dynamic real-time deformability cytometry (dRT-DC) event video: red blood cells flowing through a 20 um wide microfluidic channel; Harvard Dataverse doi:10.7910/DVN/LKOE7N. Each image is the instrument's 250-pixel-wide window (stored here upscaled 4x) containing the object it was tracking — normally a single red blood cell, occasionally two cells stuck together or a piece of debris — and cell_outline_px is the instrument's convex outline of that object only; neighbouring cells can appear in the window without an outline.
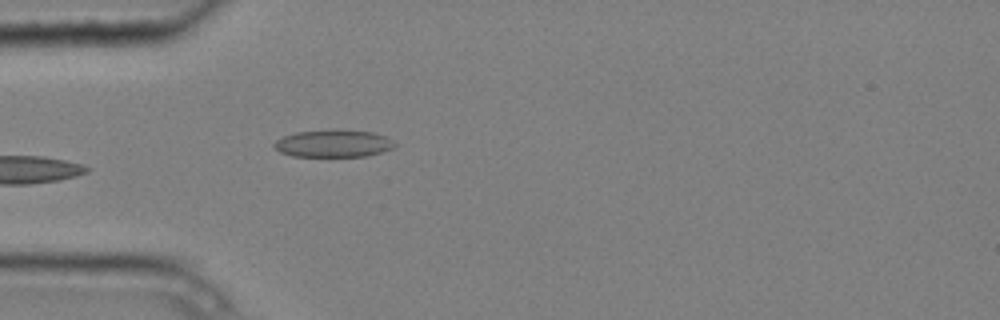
{"species": "common noctule bat (a hibernating species)", "species_latin": "Nyctalus noctula", "temperature_condition": "cold", "stored_images_in_passage": 4, "camera_frame_rate_fps": 3000, "um_per_image_px": 0.085, "animal": {"sex": "male", "body_mass_g": 20.4}, "frame": {"image": 1, "passage_image": 4, "time_ms": 1.0, "image_size_px": [1000, 320], "cell_outline_px": [[396, 144], [392, 148], [368, 156], [292, 156], [280, 152], [272, 144], [276, 140], [284, 136], [296, 132], [372, 132], [384, 136], [392, 140]], "centroid_in_image_um": [28.31, 12.24], "position_along_channel_um": 56.7, "area_um2": 18.26}}